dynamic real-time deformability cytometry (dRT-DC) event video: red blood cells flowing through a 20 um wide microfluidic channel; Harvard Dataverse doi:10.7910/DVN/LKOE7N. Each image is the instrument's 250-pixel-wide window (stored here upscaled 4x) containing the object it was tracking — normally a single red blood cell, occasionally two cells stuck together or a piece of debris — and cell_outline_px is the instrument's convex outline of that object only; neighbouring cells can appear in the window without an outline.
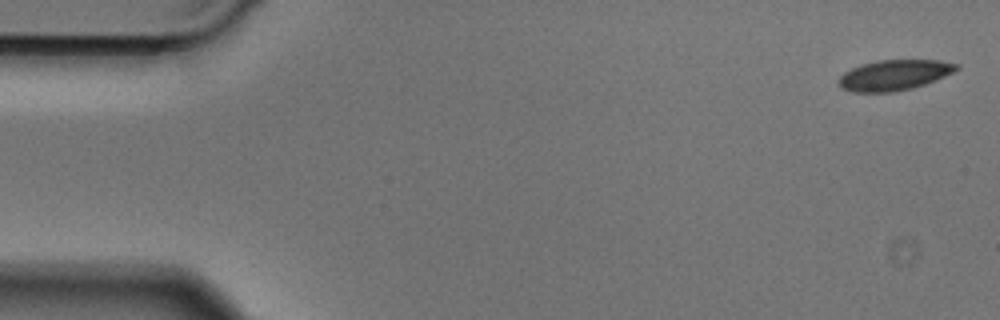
{"species": "Egyptian fruit bat (a non-hibernating species)", "species_latin": "Rousettus aegyptiacus", "temperature_condition": "cold", "stored_images_in_passage": 49, "camera_frame_rate_fps": 3000, "um_per_image_px": 0.085, "animal": {"sex": "male"}, "frame": {"image": 1, "passage_image": 1, "time_ms": 0.0, "image_size_px": [1000, 320], "cell_outline_px": [[960, 68], [944, 76], [924, 84], [912, 88], [896, 92], [852, 92], [840, 88], [840, 76], [844, 72], [852, 68], [864, 64], [880, 60], [940, 60], [960, 64]], "centroid_in_image_um": [76.02, 6.38], "position_along_channel_um": 9.0, "area_um2": 20.75}}
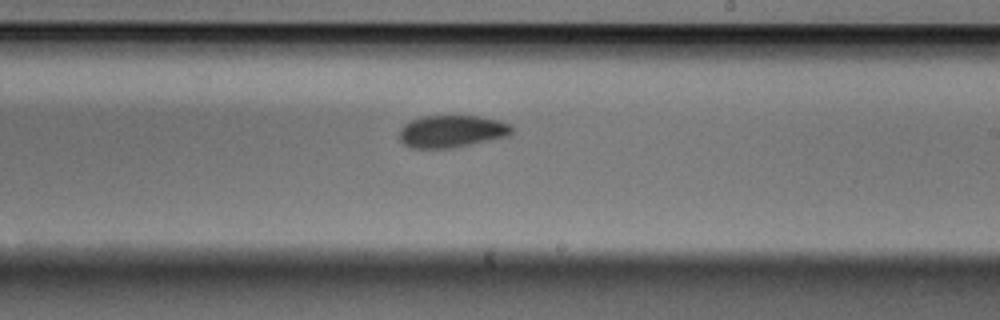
{"frame": {"image": 2, "passage_image": 28, "time_ms": 9.0, "image_size_px": [1000, 320], "cell_outline_px": [[512, 132], [508, 136], [472, 144], [452, 148], [412, 148], [404, 144], [400, 140], [400, 128], [404, 124], [412, 120], [424, 116], [476, 116], [500, 120], [512, 124]], "centroid_in_image_um": [38.41, 11.16], "position_along_channel_um": 250.6, "area_um2": 21.15}}
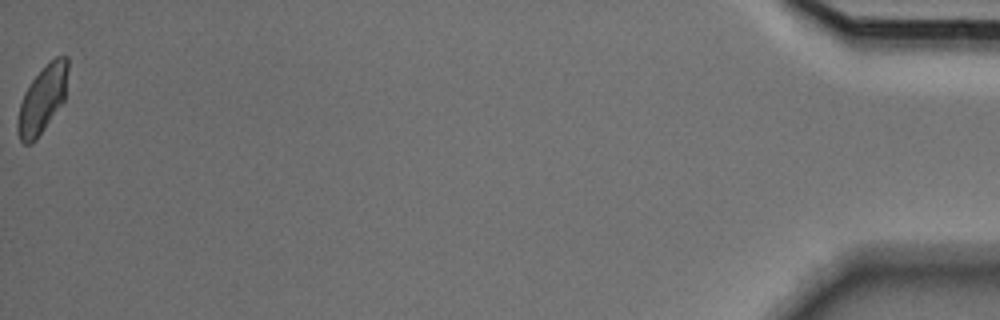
{"frame": {"image": 3, "passage_image": 49, "time_ms": 16.0, "image_size_px": [1000, 320], "cell_outline_px": [[68, 68], [64, 100], [36, 140], [32, 144], [24, 144], [20, 140], [16, 128], [16, 120], [20, 104], [24, 92], [32, 80], [56, 56], [68, 56]], "centroid_in_image_um": [3.58, 8.49], "position_along_channel_um": 431.6, "area_um2": 19.42}}